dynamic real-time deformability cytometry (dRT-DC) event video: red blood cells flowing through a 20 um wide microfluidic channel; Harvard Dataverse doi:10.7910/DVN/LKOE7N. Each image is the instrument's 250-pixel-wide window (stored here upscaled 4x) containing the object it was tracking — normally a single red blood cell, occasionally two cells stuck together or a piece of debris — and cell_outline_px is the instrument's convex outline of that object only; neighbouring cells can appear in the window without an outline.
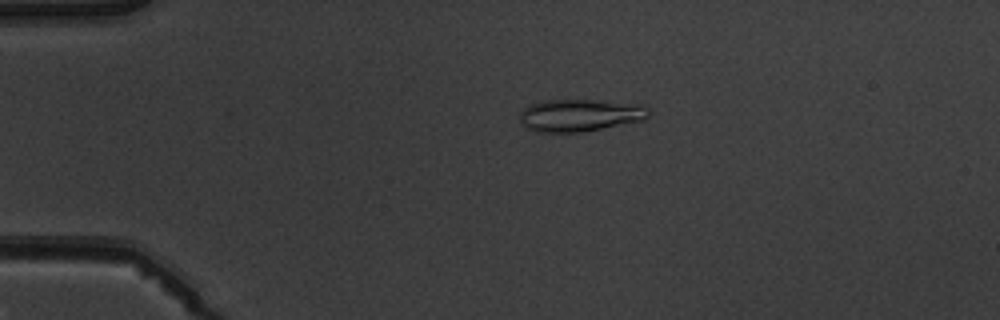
{"species": "common noctule bat (a hibernating species)", "species_latin": "Nyctalus noctula", "temperature_condition": "warm", "stored_images_in_passage": 5, "camera_frame_rate_fps": 3000, "um_per_image_px": 0.085, "animal": {"sex": "male", "body_mass_g": 19.5, "forearm_length_mm": 54.6}, "frame": {"image": 1, "passage_image": 4, "time_ms": 3.333, "image_size_px": [1000, 320], "cell_outline_px": [[648, 116], [644, 120], [580, 132], [536, 132], [528, 128], [520, 120], [520, 112], [524, 108], [532, 104], [544, 100], [596, 100], [628, 104], [648, 108]], "centroid_in_image_um": [49.23, 9.8], "position_along_channel_um": 35.8, "area_um2": 23.7}}